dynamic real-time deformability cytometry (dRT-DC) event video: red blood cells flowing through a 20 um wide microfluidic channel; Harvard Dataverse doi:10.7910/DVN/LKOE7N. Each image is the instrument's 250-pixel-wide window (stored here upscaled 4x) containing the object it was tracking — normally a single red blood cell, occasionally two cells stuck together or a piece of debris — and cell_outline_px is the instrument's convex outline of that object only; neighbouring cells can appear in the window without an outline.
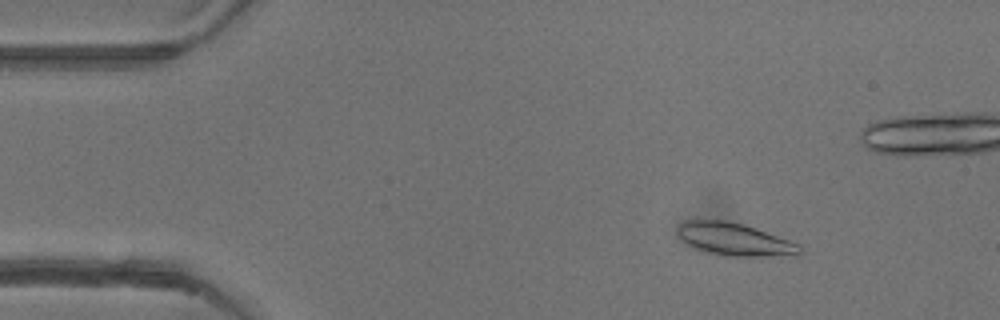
{"species": "common noctule bat (a hibernating species)", "species_latin": "Nyctalus noctula", "temperature_condition": "warm", "stored_images_in_passage": 51, "camera_frame_rate_fps": 3000, "um_per_image_px": 0.085, "animal": {"sex": "female"}, "frame": {"image": 1, "passage_image": 7, "time_ms": 2.0, "image_size_px": [1000, 320], "cell_outline_px": [[804, 248], [800, 256], [716, 256], [704, 252], [680, 240], [676, 236], [676, 228], [680, 224], [688, 220], [728, 220], [744, 224], [756, 228], [800, 244]], "centroid_in_image_um": [62.44, 20.36], "position_along_channel_um": 22.6, "area_um2": 23.87}}
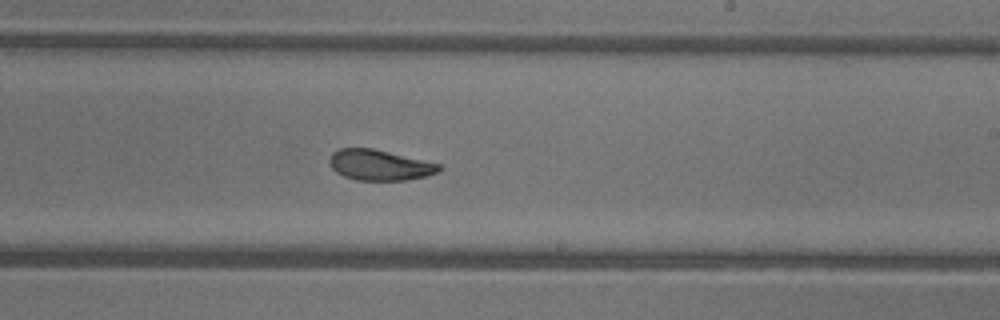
{"frame": {"image": 2, "passage_image": 31, "time_ms": 10.0, "image_size_px": [1000, 320], "cell_outline_px": [[444, 168], [440, 172], [428, 176], [408, 180], [356, 180], [344, 176], [336, 172], [332, 168], [328, 160], [332, 152], [340, 148], [372, 148], [440, 164]], "centroid_in_image_um": [32.28, 14.04], "position_along_channel_um": 256.7, "area_um2": 19.65}}
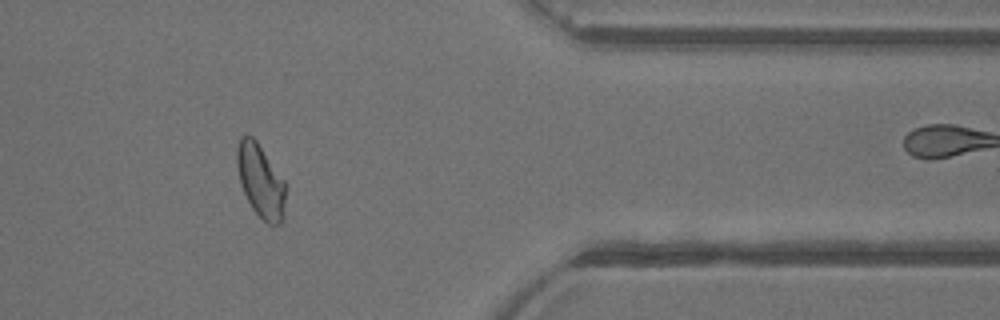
{"frame": {"image": 3, "passage_image": 43, "time_ms": 14.0, "image_size_px": [1000, 320], "cell_outline_px": [[288, 188], [284, 216], [280, 224], [268, 224], [252, 208], [244, 192], [240, 180], [236, 164], [236, 148], [240, 136], [252, 136], [256, 140], [288, 184]], "centroid_in_image_um": [22.2, 15.38], "position_along_channel_um": 389.2, "area_um2": 21.15}, "authors_computed_cell_mechanics": {"area_um2": 21.1548, "velocity_mm_per_s": 3.9045, "shape_relaxation_time_tau1_ms": 5.728, "shape_relaxation_time_tau2_ms": 2.3783, "deformation_change_tau1": 0.1692, "deformation_change_tau2": 0.0787}}